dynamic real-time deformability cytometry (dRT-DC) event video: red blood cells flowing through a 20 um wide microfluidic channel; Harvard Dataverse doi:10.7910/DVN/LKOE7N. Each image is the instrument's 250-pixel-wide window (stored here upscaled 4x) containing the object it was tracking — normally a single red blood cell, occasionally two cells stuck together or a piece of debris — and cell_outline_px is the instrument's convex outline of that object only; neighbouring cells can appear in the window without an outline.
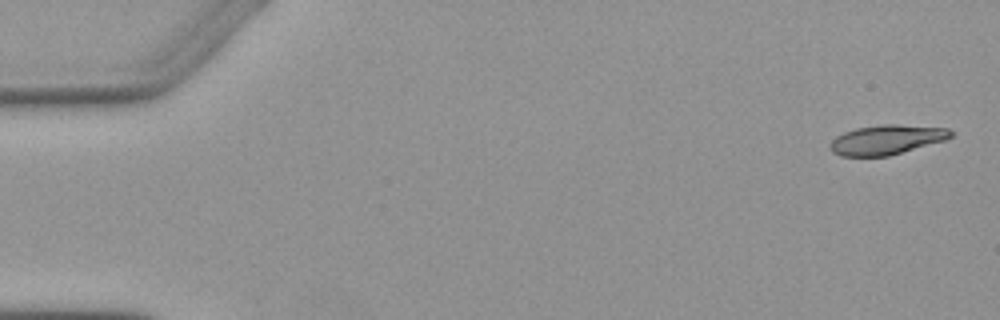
{"species": "Egyptian fruit bat (a non-hibernating species)", "species_latin": "Rousettus aegyptiacus", "temperature_condition": "warm", "stored_images_in_passage": 5, "segment_of_instrument_passage": [1, 2], "camera_frame_rate_fps": 3000, "um_per_image_px": 0.085, "animal": {"sex": "female"}, "frame": {"image": 1, "passage_image": 1, "time_ms": 0.0, "image_size_px": [1000, 320], "cell_outline_px": [[952, 136], [944, 140], [888, 156], [840, 156], [832, 152], [832, 140], [836, 136], [844, 132], [856, 128], [880, 124], [896, 124], [948, 128], [952, 132]], "centroid_in_image_um": [75.35, 11.86], "position_along_channel_um": 9.6, "area_um2": 20.58}}
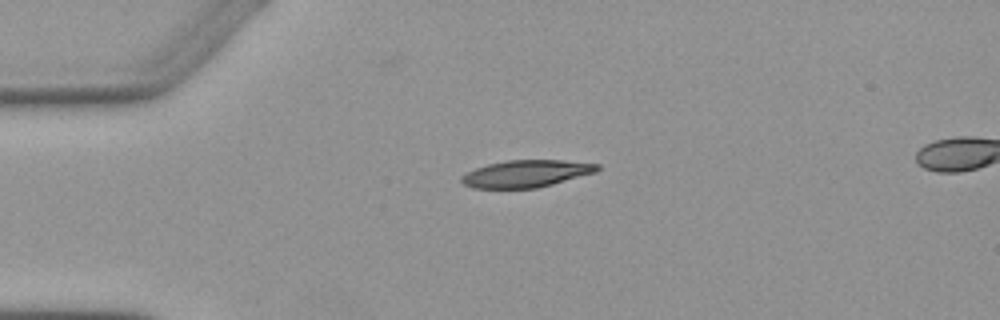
{"frame": {"image": 2, "passage_image": 4, "time_ms": 3.667, "image_size_px": [1000, 320], "cell_outline_px": [[600, 168], [596, 172], [552, 184], [536, 188], [472, 188], [464, 184], [460, 180], [460, 176], [476, 168], [488, 164], [508, 160], [564, 160], [600, 164]], "centroid_in_image_um": [44.73, 14.75], "position_along_channel_um": 40.3, "area_um2": 21.39}}